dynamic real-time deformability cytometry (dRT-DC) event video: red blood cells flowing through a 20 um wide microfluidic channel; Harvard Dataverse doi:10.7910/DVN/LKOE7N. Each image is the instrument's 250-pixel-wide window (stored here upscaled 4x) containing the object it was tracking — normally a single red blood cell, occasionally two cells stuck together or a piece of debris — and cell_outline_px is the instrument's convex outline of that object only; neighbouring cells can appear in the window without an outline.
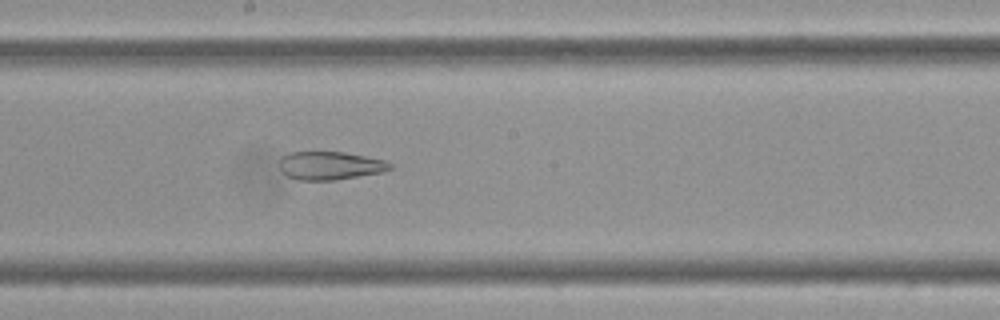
{"species": "Egyptian fruit bat (a non-hibernating species)", "species_latin": "Rousettus aegyptiacus", "temperature_condition": "cold", "stored_images_in_passage": 33, "camera_frame_rate_fps": 3000, "um_per_image_px": 0.085, "frame": {"image": 1, "passage_image": 15, "time_ms": 4.667, "image_size_px": [1000, 320], "cell_outline_px": [[392, 168], [384, 172], [336, 180], [296, 180], [288, 176], [280, 168], [280, 160], [288, 152], [344, 152], [384, 160], [392, 164]], "centroid_in_image_um": [28.08, 14.08], "position_along_channel_um": 220.1, "area_um2": 18.15}}
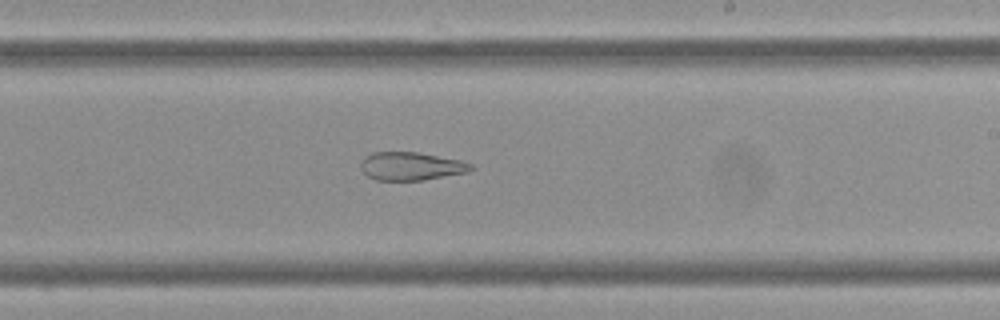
{"frame": {"image": 2, "passage_image": 18, "time_ms": 5.667, "image_size_px": [1000, 320], "cell_outline_px": [[476, 168], [468, 172], [424, 180], [376, 180], [368, 176], [360, 168], [360, 164], [364, 156], [372, 152], [416, 152], [460, 160], [472, 164]], "centroid_in_image_um": [34.94, 14.12], "position_along_channel_um": 254.1, "area_um2": 18.15}}
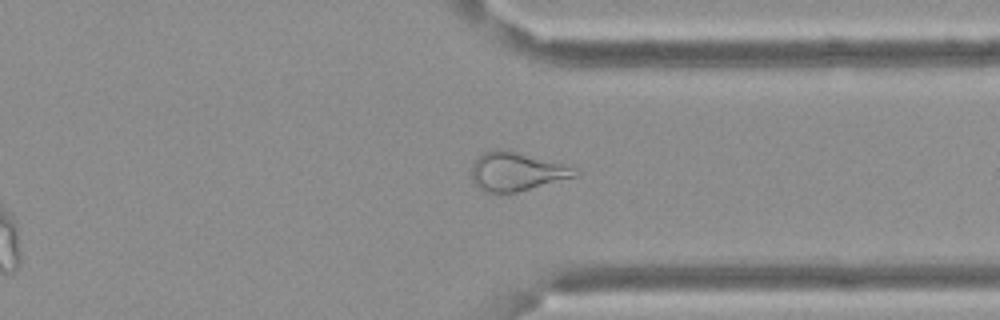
{"frame": {"image": 3, "passage_image": 28, "time_ms": 9.0, "image_size_px": [1000, 320], "cell_outline_px": [[580, 172], [576, 176], [516, 192], [484, 192], [472, 180], [472, 164], [484, 152], [496, 148], [516, 152], [564, 164]], "centroid_in_image_um": [43.87, 14.58], "position_along_channel_um": 367.5, "area_um2": 22.72}, "authors_computed_cell_mechanics": {"area_um2": 20.1722, "velocity_mm_per_s": 3.4052, "shape_relaxation_time_tau1_ms": null, "shape_relaxation_time_tau2_ms": 3.2943, "deformation_change_tau1": null, "deformation_change_tau2": 0.125}}